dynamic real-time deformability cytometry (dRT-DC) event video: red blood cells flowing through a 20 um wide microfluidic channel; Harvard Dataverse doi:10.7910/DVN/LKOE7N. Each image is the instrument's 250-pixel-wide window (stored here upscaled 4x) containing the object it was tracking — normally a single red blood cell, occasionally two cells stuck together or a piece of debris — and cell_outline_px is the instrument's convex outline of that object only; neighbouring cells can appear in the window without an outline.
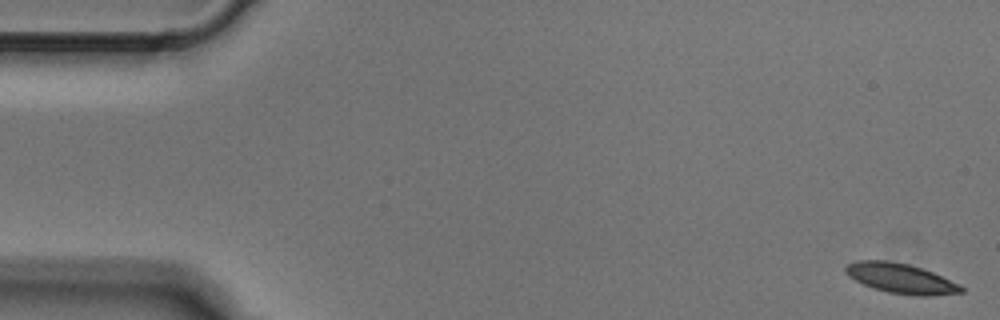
{"species": "Egyptian fruit bat (a non-hibernating species)", "species_latin": "Rousettus aegyptiacus", "temperature_condition": "cold", "stored_images_in_passage": 6, "camera_frame_rate_fps": 3000, "um_per_image_px": 0.085, "animal": {"sex": "male"}, "frame": {"image": 1, "passage_image": 1, "time_ms": 0.0, "image_size_px": [1000, 320], "cell_outline_px": [[964, 292], [928, 296], [920, 296], [888, 292], [872, 288], [848, 276], [844, 272], [844, 268], [848, 264], [856, 260], [884, 260], [908, 264], [932, 272], [960, 284], [964, 288]], "centroid_in_image_um": [76.56, 23.66], "position_along_channel_um": 8.4, "area_um2": 20.06}}
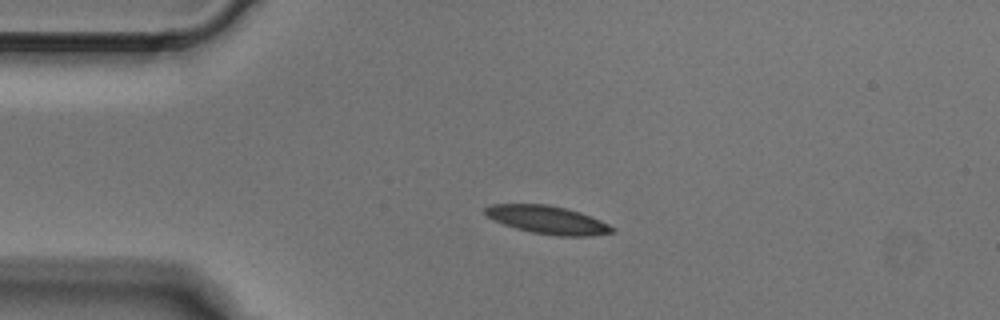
{"frame": {"image": 2, "passage_image": 4, "time_ms": 1.0, "image_size_px": [1000, 320], "cell_outline_px": [[616, 232], [592, 236], [556, 236], [532, 232], [516, 228], [504, 224], [488, 216], [484, 212], [484, 208], [492, 204], [548, 204], [580, 212], [600, 220], [616, 228]], "centroid_in_image_um": [46.59, 18.69], "position_along_channel_um": 38.4, "area_um2": 20.69}}
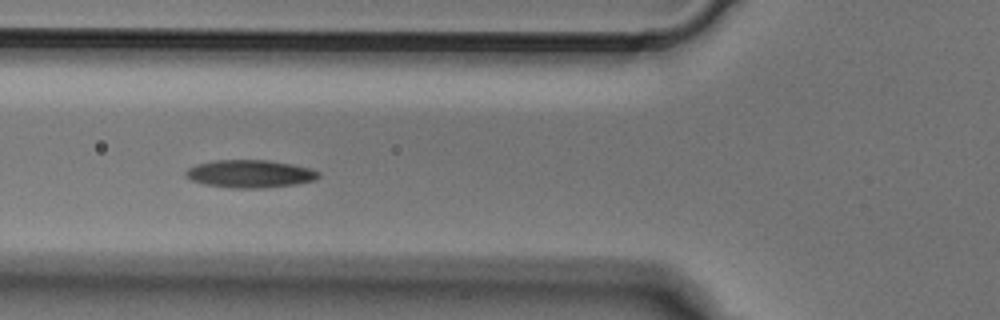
{"frame": {"image": 3, "passage_image": 6, "time_ms": 1.667, "image_size_px": [1000, 320], "cell_outline_px": [[320, 176], [316, 180], [296, 184], [264, 188], [228, 188], [204, 184], [192, 180], [184, 176], [184, 172], [188, 168], [196, 164], [212, 160], [268, 160], [292, 164], [308, 168], [320, 172]], "centroid_in_image_um": [21.22, 14.77], "position_along_channel_um": 104.6, "area_um2": 21.68}}